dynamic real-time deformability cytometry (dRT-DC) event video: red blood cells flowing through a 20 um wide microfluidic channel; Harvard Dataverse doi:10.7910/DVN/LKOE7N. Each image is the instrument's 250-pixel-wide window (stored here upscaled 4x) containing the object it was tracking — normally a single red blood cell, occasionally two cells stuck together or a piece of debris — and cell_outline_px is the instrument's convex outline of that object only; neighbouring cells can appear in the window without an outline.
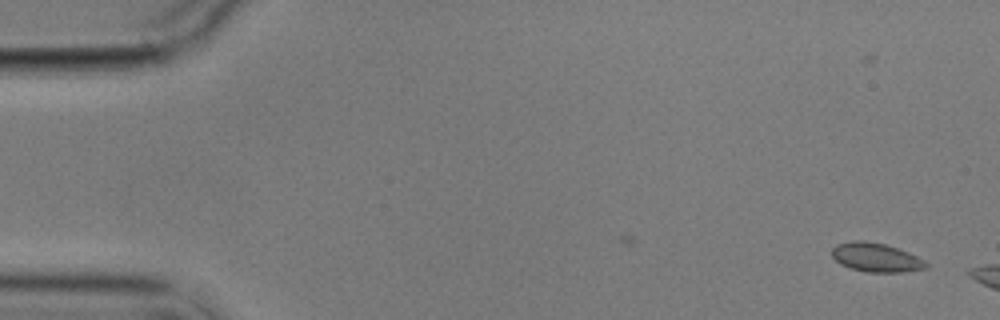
{"species": "common noctule bat (a hibernating species)", "species_latin": "Nyctalus noctula", "temperature_condition": "cold", "stored_images_in_passage": 3, "camera_frame_rate_fps": 3000, "um_per_image_px": 0.085, "animal": {"sex": "male", "body_mass_g": 17.9}, "frame": {"image": 1, "passage_image": 3, "time_ms": 2.0, "image_size_px": [1000, 320], "cell_outline_px": [[928, 268], [904, 272], [868, 272], [852, 268], [840, 264], [832, 256], [832, 248], [836, 244], [852, 240], [864, 240], [884, 244], [908, 252], [924, 260], [928, 264]], "centroid_in_image_um": [74.46, 21.88], "position_along_channel_um": 10.5, "area_um2": 15.84}}